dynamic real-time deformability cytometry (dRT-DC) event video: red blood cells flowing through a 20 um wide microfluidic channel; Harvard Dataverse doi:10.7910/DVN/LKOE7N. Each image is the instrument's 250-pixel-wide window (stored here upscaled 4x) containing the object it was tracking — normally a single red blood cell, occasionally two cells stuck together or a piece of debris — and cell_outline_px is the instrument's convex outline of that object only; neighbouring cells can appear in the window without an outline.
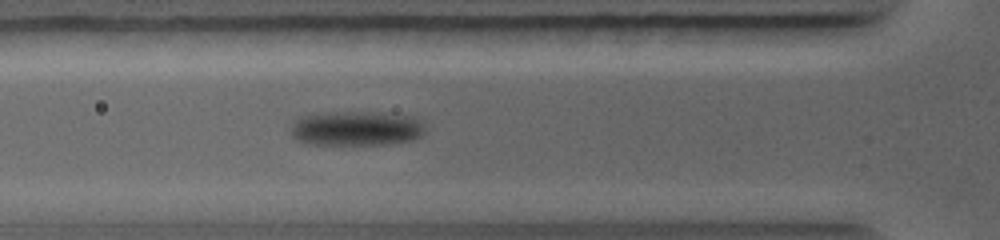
{"species": "common noctule bat (a hibernating species)", "species_latin": "Nyctalus noctula", "temperature_condition": "warm", "stored_images_in_passage": 9, "camera_frame_rate_fps": 5000, "um_per_image_px": 0.085, "animal": {"sex": "female", "body_mass_g": 19.0, "forearm_length_mm": 56.7}, "frame": {"image": 1, "passage_image": 7, "time_ms": 2.8, "image_size_px": [1000, 240], "cell_outline_px": [[424, 132], [420, 136], [412, 140], [384, 144], [308, 144], [296, 140], [292, 136], [292, 128], [296, 120], [308, 116], [332, 112], [352, 112], [404, 116], [416, 120], [424, 128]], "centroid_in_image_um": [30.23, 10.95], "position_along_channel_um": 95.6, "area_um2": 25.95}}
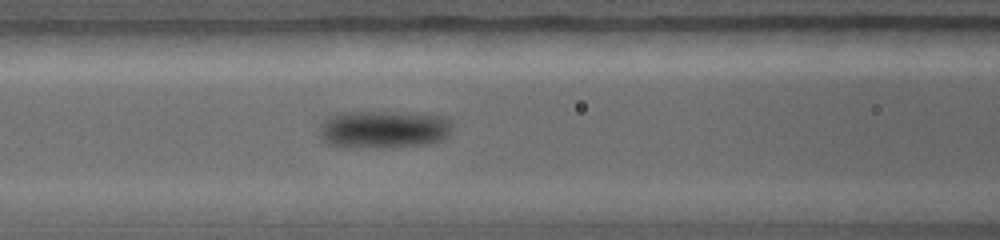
{"frame": {"image": 2, "passage_image": 9, "time_ms": 3.6, "image_size_px": [1000, 240], "cell_outline_px": [[448, 132], [440, 140], [424, 144], [392, 148], [368, 148], [328, 144], [320, 136], [320, 124], [324, 120], [336, 112], [384, 112], [436, 116], [448, 120]], "centroid_in_image_um": [32.47, 11.01], "position_along_channel_um": 134.1, "area_um2": 28.5}}